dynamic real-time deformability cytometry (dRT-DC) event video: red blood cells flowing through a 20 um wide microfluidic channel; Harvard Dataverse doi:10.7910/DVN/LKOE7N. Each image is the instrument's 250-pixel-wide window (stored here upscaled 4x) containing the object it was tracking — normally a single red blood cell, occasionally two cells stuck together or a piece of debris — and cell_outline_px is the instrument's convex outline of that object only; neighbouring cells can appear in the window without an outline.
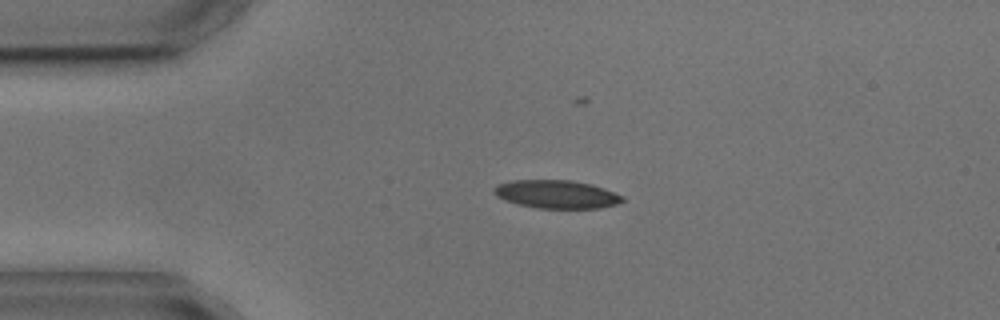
{"species": "common noctule bat (a hibernating species)", "species_latin": "Nyctalus noctula", "temperature_condition": "cold", "stored_images_in_passage": 5, "camera_frame_rate_fps": 3000, "um_per_image_px": 0.085, "animal": {"sex": "male", "body_mass_g": 17.9, "forearm_length_mm": 54.2}, "frame": {"image": 1, "passage_image": 3, "time_ms": 2.333, "image_size_px": [1000, 320], "cell_outline_px": [[624, 200], [616, 204], [600, 208], [536, 208], [516, 204], [504, 200], [496, 196], [492, 192], [492, 188], [496, 184], [512, 180], [572, 180], [592, 184], [604, 188], [624, 196]], "centroid_in_image_um": [47.26, 16.5], "position_along_channel_um": 37.7, "area_um2": 21.39}}